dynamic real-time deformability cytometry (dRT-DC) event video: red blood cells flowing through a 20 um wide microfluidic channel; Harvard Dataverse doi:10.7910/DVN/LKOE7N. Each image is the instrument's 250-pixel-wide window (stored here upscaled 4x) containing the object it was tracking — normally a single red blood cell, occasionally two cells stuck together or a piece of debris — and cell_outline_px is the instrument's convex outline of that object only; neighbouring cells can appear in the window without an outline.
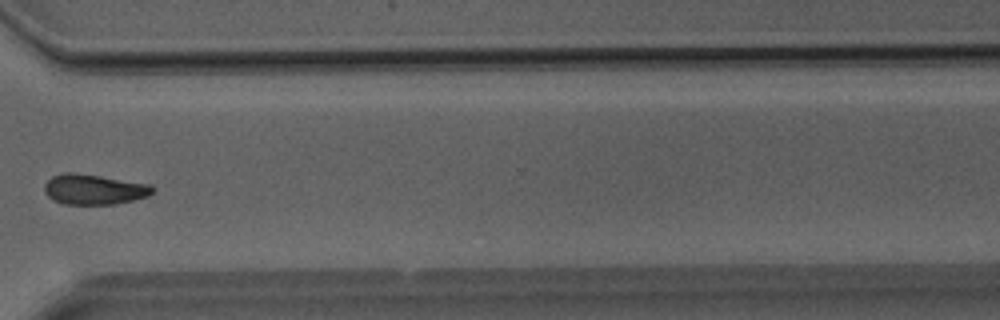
{"species": "Egyptian fruit bat (a non-hibernating species)", "species_latin": "Rousettus aegyptiacus", "temperature_condition": "room temperature", "stored_images_in_passage": 37, "camera_frame_rate_fps": 3000, "um_per_image_px": 0.085, "animal": {"sex": "male"}, "frame": {"image": 1, "passage_image": 27, "time_ms": 8.667, "image_size_px": [1000, 320], "cell_outline_px": [[156, 188], [148, 196], [116, 204], [64, 204], [52, 200], [44, 192], [44, 184], [52, 176], [64, 172], [72, 172], [100, 176], [152, 184]], "centroid_in_image_um": [7.99, 16.09], "position_along_channel_um": 362.6, "area_um2": 19.19}}
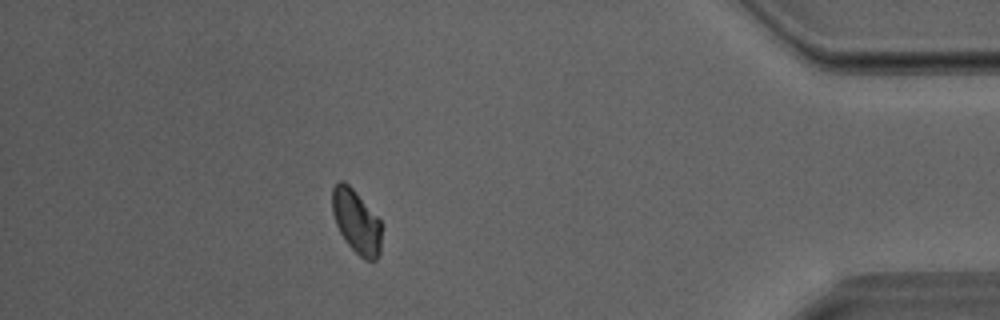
{"frame": {"image": 2, "passage_image": 32, "time_ms": 10.333, "image_size_px": [1000, 320], "cell_outline_px": [[380, 256], [376, 260], [364, 260], [344, 240], [336, 224], [332, 212], [332, 188], [340, 180], [344, 180], [356, 192], [380, 220]], "centroid_in_image_um": [30.27, 18.83], "position_along_channel_um": 404.9, "area_um2": 18.15}}